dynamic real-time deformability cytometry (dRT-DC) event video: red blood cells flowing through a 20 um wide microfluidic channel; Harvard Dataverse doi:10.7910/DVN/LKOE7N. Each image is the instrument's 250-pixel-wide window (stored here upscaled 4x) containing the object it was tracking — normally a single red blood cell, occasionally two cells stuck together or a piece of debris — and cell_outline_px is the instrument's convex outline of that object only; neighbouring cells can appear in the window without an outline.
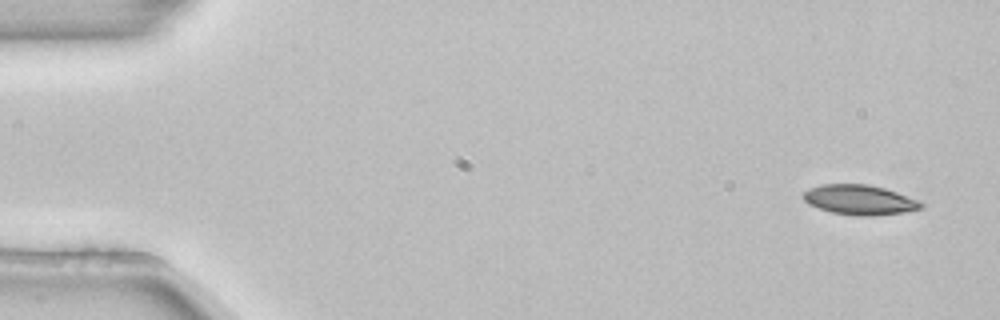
{"species": "common noctule bat (a hibernating species)", "species_latin": "Nyctalus noctula", "temperature_condition": "room temperature", "stored_images_in_passage": 5, "segment_of_instrument_passage": [1, 2], "camera_frame_rate_fps": 3000, "um_per_image_px": 0.085, "animal": {"sex": "female", "body_mass_g": 22.7, "forearm_length_mm": 54.2}, "frame": {"image": 1, "passage_image": 1, "time_ms": 0.0, "image_size_px": [1000, 320], "cell_outline_px": [[924, 208], [904, 212], [872, 216], [860, 216], [832, 212], [808, 204], [804, 200], [804, 192], [820, 184], [868, 184], [884, 188], [920, 200], [924, 204]], "centroid_in_image_um": [73.12, 16.99], "position_along_channel_um": 11.9, "area_um2": 20.4}}